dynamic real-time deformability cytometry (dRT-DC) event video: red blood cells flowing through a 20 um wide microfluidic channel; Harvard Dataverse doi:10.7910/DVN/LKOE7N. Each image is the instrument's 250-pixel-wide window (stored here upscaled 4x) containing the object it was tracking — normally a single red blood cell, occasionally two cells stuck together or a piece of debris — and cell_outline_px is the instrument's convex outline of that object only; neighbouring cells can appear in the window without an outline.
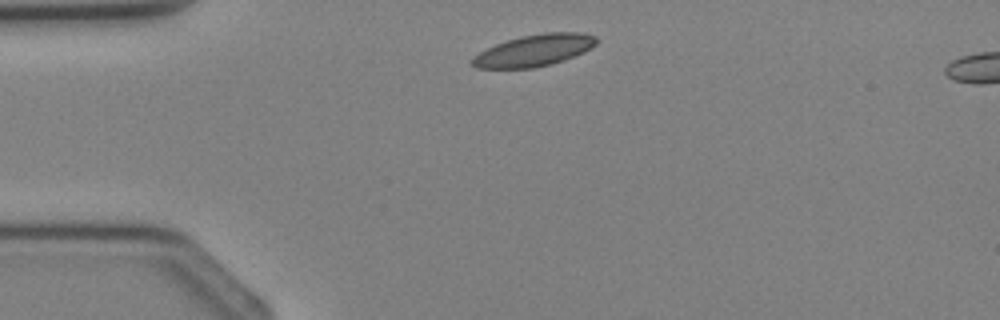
{"species": "Egyptian fruit bat (a non-hibernating species)", "species_latin": "Rousettus aegyptiacus", "temperature_condition": "cold", "stored_images_in_passage": 2, "segment_of_instrument_passage": [1, 2], "camera_frame_rate_fps": 3000, "um_per_image_px": 0.085, "animal": {"sex": "female"}, "frame": {"image": 1, "passage_image": 1, "time_ms": 0.0, "image_size_px": [1000, 320], "cell_outline_px": [[596, 44], [584, 52], [564, 60], [552, 64], [532, 68], [476, 68], [468, 64], [480, 52], [496, 44], [520, 36], [544, 32], [580, 32], [596, 36]], "centroid_in_image_um": [45.41, 4.28], "position_along_channel_um": 39.6, "area_um2": 22.83}}